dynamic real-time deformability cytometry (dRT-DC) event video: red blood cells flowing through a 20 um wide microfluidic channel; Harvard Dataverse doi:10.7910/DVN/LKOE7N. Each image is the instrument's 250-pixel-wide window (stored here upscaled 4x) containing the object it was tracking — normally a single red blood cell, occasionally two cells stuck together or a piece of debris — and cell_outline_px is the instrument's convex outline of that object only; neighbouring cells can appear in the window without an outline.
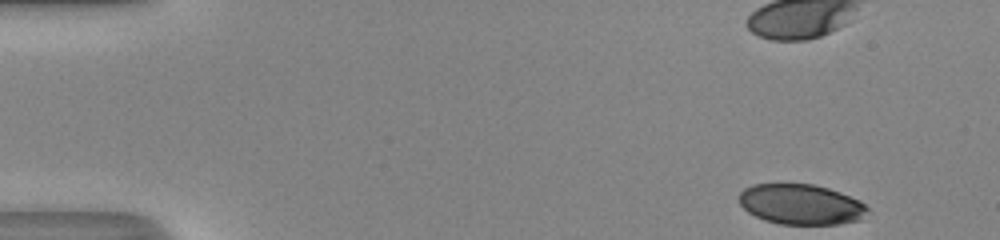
{"species": "human", "species_latin": "Homo sapiens", "temperature_condition": "room temperature", "stored_images_in_passage": 11, "camera_frame_rate_fps": 3000, "um_per_image_px": 0.085, "donor": {"sex": "male"}, "frame": {"image": 1, "passage_image": 1, "time_ms": 0.0, "image_size_px": [1000, 240], "cell_outline_px": [[868, 212], [860, 220], [840, 224], [780, 224], [764, 220], [748, 212], [740, 204], [736, 196], [744, 188], [752, 184], [812, 184], [828, 188], [840, 192], [860, 200], [868, 208]], "centroid_in_image_um": [68.06, 17.37], "position_along_channel_um": 16.9, "area_um2": 30.4}}